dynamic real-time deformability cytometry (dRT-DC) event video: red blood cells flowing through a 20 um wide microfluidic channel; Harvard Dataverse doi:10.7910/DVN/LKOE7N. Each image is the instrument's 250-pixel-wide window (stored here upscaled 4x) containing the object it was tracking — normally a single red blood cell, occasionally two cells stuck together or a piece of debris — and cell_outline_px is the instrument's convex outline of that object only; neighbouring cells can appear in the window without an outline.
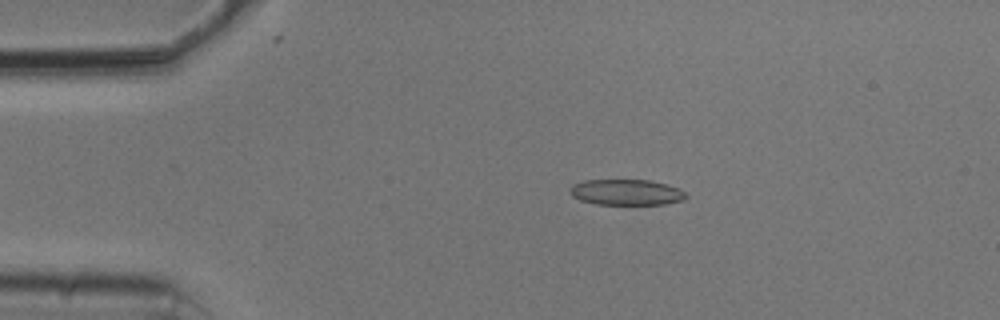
{"species": "common noctule bat (a hibernating species)", "species_latin": "Nyctalus noctula", "temperature_condition": "cold", "stored_images_in_passage": 45, "camera_frame_rate_fps": 3000, "um_per_image_px": 0.085, "animal": {"sex": "male", "body_mass_g": 20.5, "forearm_length_mm": 52.5}, "frame": {"image": 1, "passage_image": 2, "time_ms": 0.333, "image_size_px": [1000, 320], "cell_outline_px": [[688, 196], [684, 200], [664, 204], [596, 204], [580, 200], [572, 196], [568, 192], [568, 188], [572, 184], [584, 180], [648, 180], [680, 188]], "centroid_in_image_um": [53.2, 16.34], "position_along_channel_um": 31.8, "area_um2": 17.51}}
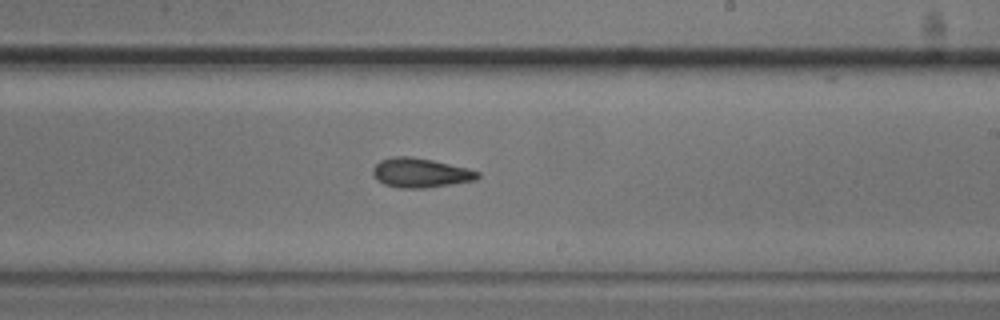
{"frame": {"image": 2, "passage_image": 23, "time_ms": 7.333, "image_size_px": [1000, 320], "cell_outline_px": [[480, 176], [476, 180], [424, 188], [400, 188], [384, 184], [372, 172], [372, 168], [380, 160], [392, 156], [412, 156], [432, 160], [468, 168], [480, 172]], "centroid_in_image_um": [35.75, 14.68], "position_along_channel_um": 253.3, "area_um2": 17.86}}
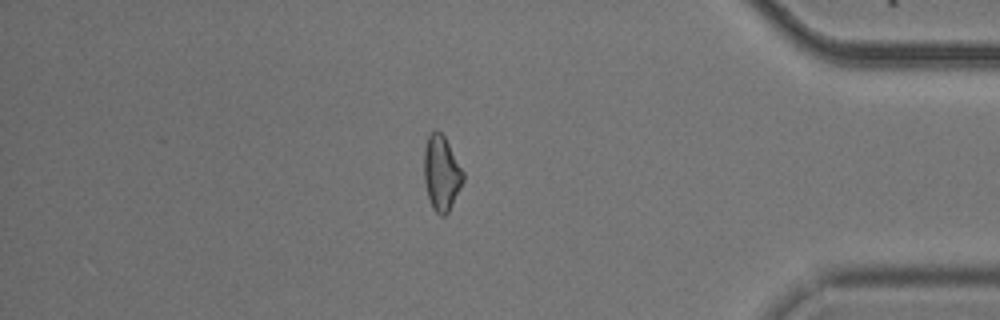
{"frame": {"image": 3, "passage_image": 37, "time_ms": 12.0, "image_size_px": [1000, 320], "cell_outline_px": [[464, 180], [448, 212], [444, 216], [440, 216], [432, 208], [428, 196], [424, 180], [424, 152], [428, 136], [436, 128], [444, 136], [464, 172]], "centroid_in_image_um": [37.52, 14.72], "position_along_channel_um": 397.7, "area_um2": 16.94}, "authors_computed_cell_mechanics": {"area_um2": 17.4556, "velocity_mm_per_s": 3.7972, "shape_relaxation_time_tau1_ms": 7.9646, "shape_relaxation_time_tau2_ms": 5.4316, "deformation_change_tau1": 0.1446, "deformation_change_tau2": 0.1498}}